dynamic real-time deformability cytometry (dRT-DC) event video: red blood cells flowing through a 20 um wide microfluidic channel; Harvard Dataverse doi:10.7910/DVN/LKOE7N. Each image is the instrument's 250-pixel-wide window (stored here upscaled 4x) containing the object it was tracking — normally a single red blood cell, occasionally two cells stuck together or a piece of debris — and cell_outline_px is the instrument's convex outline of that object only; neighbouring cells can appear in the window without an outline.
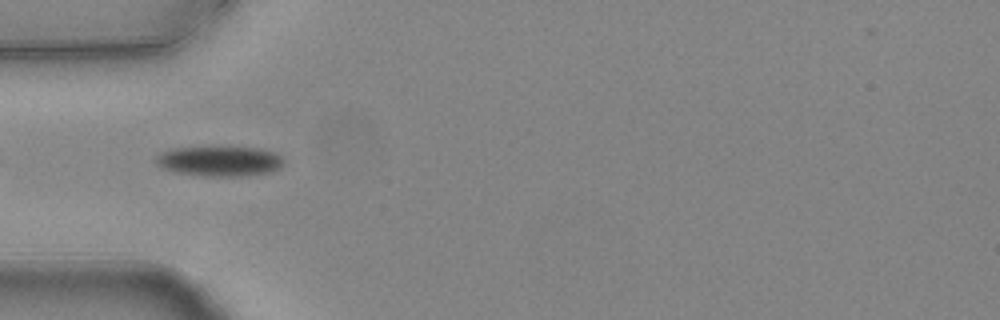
{"species": "common noctule bat (a hibernating species)", "species_latin": "Nyctalus noctula", "temperature_condition": "warm", "stored_images_in_passage": 39, "camera_frame_rate_fps": 3000, "um_per_image_px": 0.085, "animal": {"sex": "female", "body_mass_g": 24.6, "forearm_length_mm": 56.2}, "frame": {"image": 1, "passage_image": 2, "time_ms": 0.333, "image_size_px": [1000, 320], "cell_outline_px": [[284, 164], [280, 168], [272, 172], [248, 176], [200, 176], [172, 172], [160, 168], [156, 164], [156, 156], [160, 152], [172, 148], [256, 148], [272, 152], [280, 156], [284, 160]], "centroid_in_image_um": [18.63, 13.73], "position_along_channel_um": 66.4, "area_um2": 22.48}}
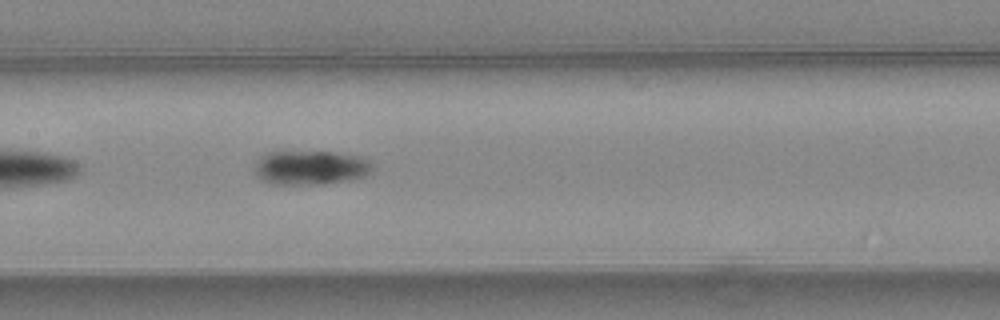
{"frame": {"image": 2, "passage_image": 11, "time_ms": 3.333, "image_size_px": [1000, 320], "cell_outline_px": [[372, 168], [364, 176], [352, 180], [324, 184], [268, 184], [260, 180], [256, 176], [256, 164], [260, 156], [268, 152], [336, 152], [364, 156], [372, 160]], "centroid_in_image_um": [26.43, 14.25], "position_along_channel_um": 181.0, "area_um2": 23.81}}
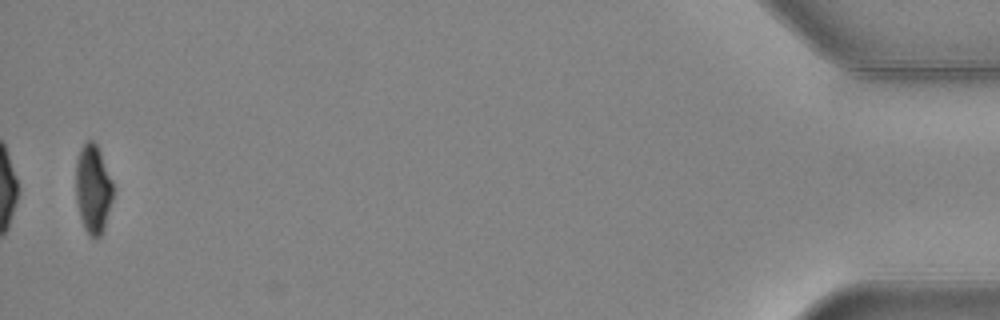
{"frame": {"image": 3, "passage_image": 38, "time_ms": 12.333, "image_size_px": [1000, 320], "cell_outline_px": [[112, 200], [104, 228], [100, 236], [88, 236], [84, 228], [80, 216], [76, 200], [76, 160], [80, 148], [88, 140], [92, 140], [96, 144], [100, 152], [112, 180]], "centroid_in_image_um": [7.89, 16.05], "position_along_channel_um": 427.3, "area_um2": 19.07}, "authors_computed_cell_mechanics": {"area_um2": 22.4842, "velocity_mm_per_s": 3.7954, "shape_relaxation_time_tau1_ms": 4.1299, "shape_relaxation_time_tau2_ms": null, "deformation_change_tau1": 0.1209, "deformation_change_tau2": null}}